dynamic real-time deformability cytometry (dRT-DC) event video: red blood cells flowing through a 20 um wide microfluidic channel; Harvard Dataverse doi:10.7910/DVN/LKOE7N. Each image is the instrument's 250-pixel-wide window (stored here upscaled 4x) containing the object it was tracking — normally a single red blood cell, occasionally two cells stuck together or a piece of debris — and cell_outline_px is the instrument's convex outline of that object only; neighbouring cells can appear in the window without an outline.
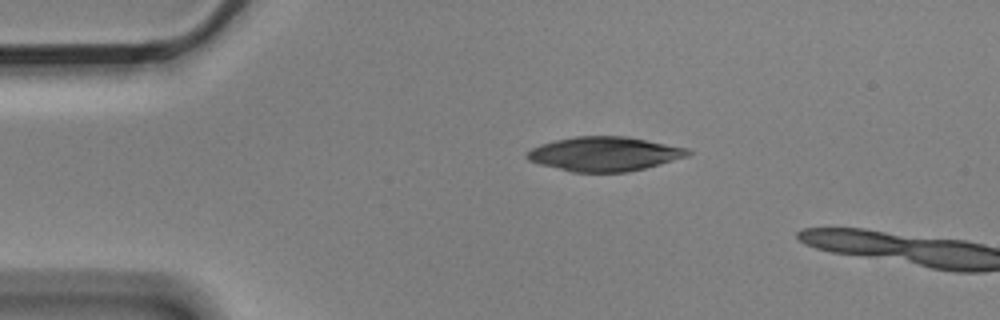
{"species": "Egyptian fruit bat (a non-hibernating species)", "species_latin": "Rousettus aegyptiacus", "temperature_condition": "cold", "stored_images_in_passage": 2, "camera_frame_rate_fps": 3000, "um_per_image_px": 0.085, "animal": {"sex": "male"}, "frame": {"image": 1, "passage_image": 1, "time_ms": 0.0, "image_size_px": [1000, 320], "cell_outline_px": [[692, 152], [688, 156], [660, 164], [628, 172], [572, 172], [540, 164], [528, 160], [524, 156], [532, 148], [540, 144], [556, 140], [576, 136], [628, 136], [688, 148]], "centroid_in_image_um": [51.38, 13.08], "position_along_channel_um": 33.6, "area_um2": 32.14}}